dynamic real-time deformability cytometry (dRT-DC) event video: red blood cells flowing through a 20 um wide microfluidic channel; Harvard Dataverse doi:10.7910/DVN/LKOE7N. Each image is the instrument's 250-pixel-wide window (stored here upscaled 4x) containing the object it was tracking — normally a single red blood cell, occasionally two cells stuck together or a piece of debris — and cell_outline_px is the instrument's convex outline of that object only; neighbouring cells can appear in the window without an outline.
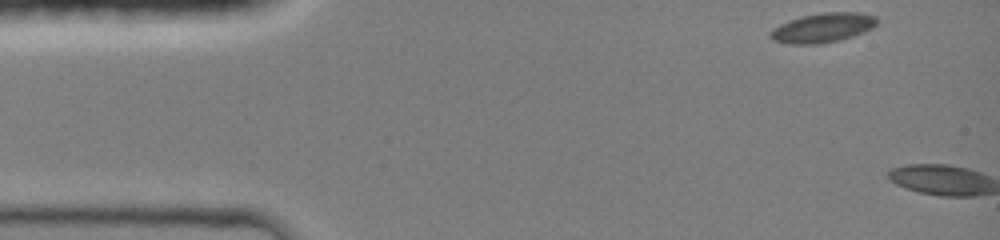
{"species": "common noctule bat (a hibernating species)", "species_latin": "Nyctalus noctula", "temperature_condition": "room temperature", "stored_images_in_passage": 2, "camera_frame_rate_fps": 3000, "um_per_image_px": 0.085, "animal": {"sex": "female", "body_mass_g": 19.0, "forearm_length_mm": 51.5}, "frame": {"image": 1, "passage_image": 1, "time_ms": 0.0, "image_size_px": [1000, 240], "cell_outline_px": [[880, 20], [872, 28], [864, 32], [852, 36], [820, 44], [792, 44], [772, 40], [768, 36], [768, 32], [772, 28], [788, 20], [804, 16], [824, 12], [856, 12], [876, 16]], "centroid_in_image_um": [69.91, 2.35], "position_along_channel_um": 15.1, "area_um2": 18.32}}